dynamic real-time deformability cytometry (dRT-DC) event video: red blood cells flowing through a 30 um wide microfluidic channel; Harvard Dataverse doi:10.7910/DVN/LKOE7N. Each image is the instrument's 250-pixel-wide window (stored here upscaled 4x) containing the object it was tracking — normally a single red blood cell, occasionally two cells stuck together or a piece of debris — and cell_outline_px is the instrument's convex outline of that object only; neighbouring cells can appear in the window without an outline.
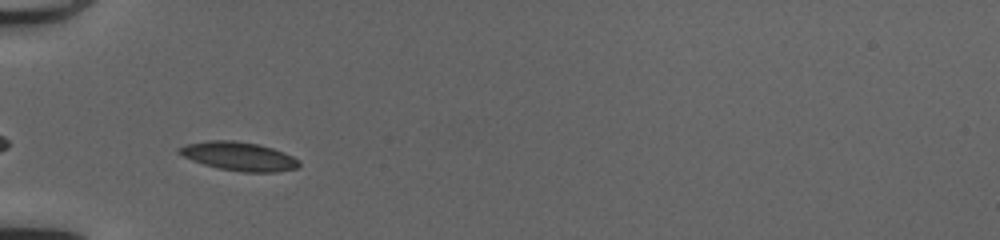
{"species": "common noctule bat (a hibernating species)", "species_latin": "Nyctalus noctula", "temperature_condition": "cold", "stored_images_in_passage": 35, "camera_frame_rate_fps": 3000, "um_per_image_px": 0.085, "animal": {"sex": "female", "body_mass_g": 20.0, "forearm_length_mm": 54.0}, "frame": {"image": 1, "passage_image": 2, "time_ms": 0.333, "image_size_px": [1000, 240], "cell_outline_px": [[300, 164], [296, 168], [276, 172], [240, 172], [220, 168], [204, 164], [192, 160], [176, 152], [176, 148], [188, 144], [208, 140], [232, 140], [256, 144], [272, 148], [284, 152], [300, 160]], "centroid_in_image_um": [20.3, 13.28], "position_along_channel_um": 64.7, "area_um2": 19.94}}
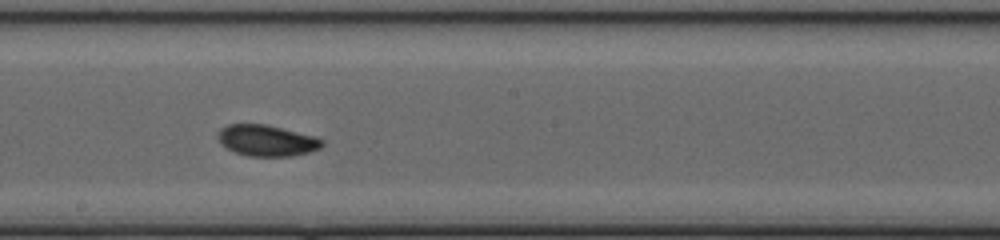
{"frame": {"image": 2, "passage_image": 14, "time_ms": 4.333, "image_size_px": [1000, 240], "cell_outline_px": [[324, 144], [320, 148], [308, 152], [292, 156], [248, 156], [236, 152], [228, 148], [216, 136], [220, 128], [228, 124], [264, 124], [312, 136], [324, 140]], "centroid_in_image_um": [22.66, 11.94], "position_along_channel_um": 225.5, "area_um2": 18.55}}
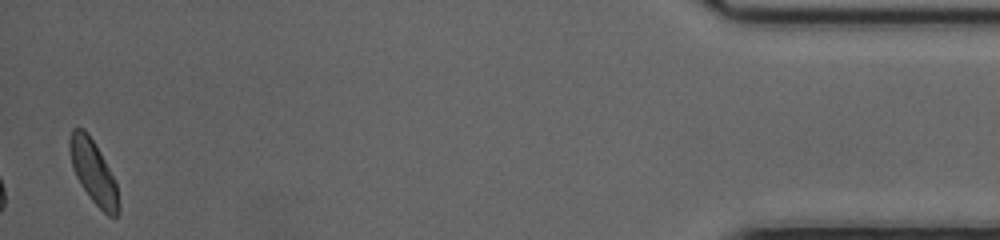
{"frame": {"image": 3, "passage_image": 34, "time_ms": 11.0, "image_size_px": [1000, 240], "cell_outline_px": [[120, 212], [116, 216], [108, 216], [88, 196], [80, 184], [76, 176], [72, 164], [68, 148], [68, 140], [72, 128], [84, 128], [88, 132], [100, 152], [116, 184], [120, 204]], "centroid_in_image_um": [7.92, 14.61], "position_along_channel_um": 427.3, "area_um2": 17.98}, "authors_computed_cell_mechanics": {"area_um2": 18.496, "velocity_mm_per_s": 4.1545, "shape_relaxation_time_tau1_ms": 3.5041, "shape_relaxation_time_tau2_ms": 2.5869, "deformation_change_tau1": 0.1001, "deformation_change_tau2": 0.0694}}